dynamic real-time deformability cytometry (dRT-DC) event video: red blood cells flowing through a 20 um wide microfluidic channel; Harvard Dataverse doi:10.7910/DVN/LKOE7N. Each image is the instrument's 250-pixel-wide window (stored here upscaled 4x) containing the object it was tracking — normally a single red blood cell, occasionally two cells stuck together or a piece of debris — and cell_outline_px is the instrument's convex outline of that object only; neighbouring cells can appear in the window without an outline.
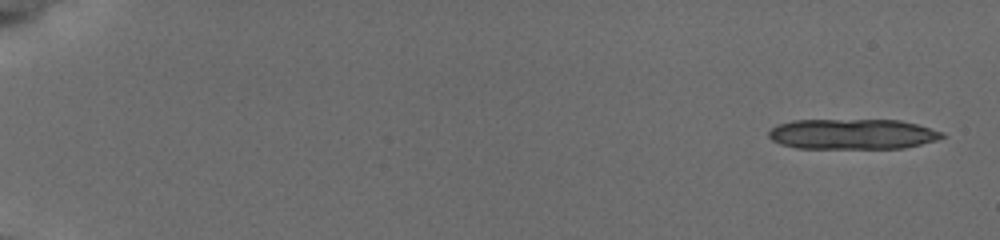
{"species": "common noctule bat (a hibernating species)", "species_latin": "Nyctalus noctula", "temperature_condition": "cold", "stored_images_in_passage": 20, "camera_frame_rate_fps": 3000, "um_per_image_px": 0.085, "animal": {"sex": "female", "body_mass_g": 19.5, "forearm_length_mm": 54.1}, "frame": {"image": 1, "passage_image": 1, "time_ms": 0.0, "image_size_px": [1000, 240], "cell_outline_px": [[948, 136], [936, 140], [904, 148], [796, 148], [780, 144], [772, 140], [768, 136], [768, 132], [776, 124], [792, 120], [900, 120], [916, 124], [944, 132]], "centroid_in_image_um": [72.45, 11.39], "position_along_channel_um": 12.6, "area_um2": 30.81}}